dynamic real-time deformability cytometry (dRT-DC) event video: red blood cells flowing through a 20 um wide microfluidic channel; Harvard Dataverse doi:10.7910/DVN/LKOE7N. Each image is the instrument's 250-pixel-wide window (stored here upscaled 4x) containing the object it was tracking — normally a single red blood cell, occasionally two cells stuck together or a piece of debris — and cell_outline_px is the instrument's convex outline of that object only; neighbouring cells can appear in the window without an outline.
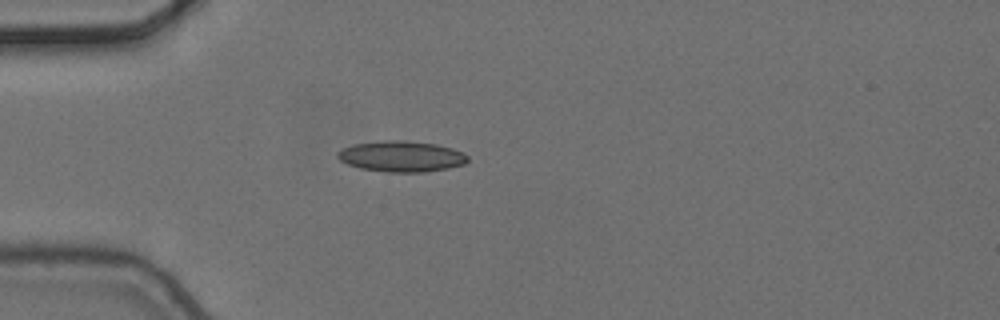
{"species": "common noctule bat (a hibernating species)", "species_latin": "Nyctalus noctula", "temperature_condition": "cold", "stored_images_in_passage": 6, "camera_frame_rate_fps": 3000, "um_per_image_px": 0.085, "animal": {"sex": "female", "body_mass_g": 24.6, "forearm_length_mm": 56.2}, "frame": {"image": 1, "passage_image": 4, "time_ms": 1.0, "image_size_px": [1000, 320], "cell_outline_px": [[468, 160], [464, 164], [448, 168], [424, 172], [384, 172], [360, 168], [348, 164], [340, 160], [336, 156], [336, 152], [352, 144], [384, 140], [404, 140], [436, 144], [452, 148], [464, 152], [468, 156]], "centroid_in_image_um": [34.11, 13.29], "position_along_channel_um": 50.9, "area_um2": 23.52}}